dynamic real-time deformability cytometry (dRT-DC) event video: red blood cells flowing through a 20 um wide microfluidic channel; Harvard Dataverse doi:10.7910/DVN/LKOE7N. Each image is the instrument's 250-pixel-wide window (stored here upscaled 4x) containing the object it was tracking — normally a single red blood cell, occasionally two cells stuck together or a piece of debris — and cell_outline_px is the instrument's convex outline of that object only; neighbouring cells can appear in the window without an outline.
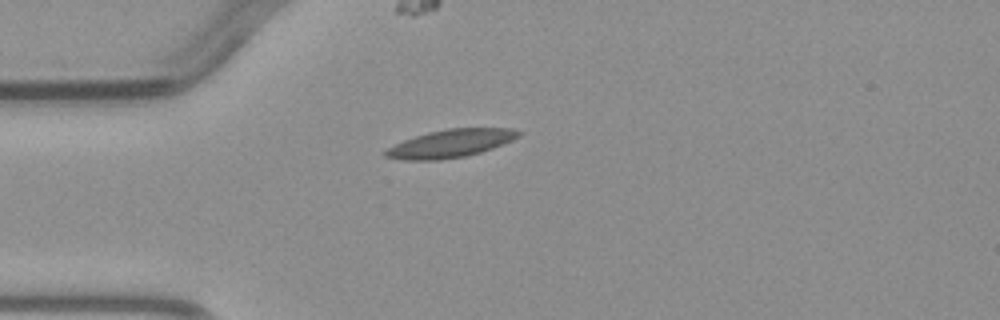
{"species": "common noctule bat (a hibernating species)", "species_latin": "Nyctalus noctula", "temperature_condition": "warm", "stored_images_in_passage": 2, "camera_frame_rate_fps": 3000, "um_per_image_px": 0.085, "animal": {"sex": "male", "body_mass_g": 23.1, "forearm_length_mm": 52.7}, "frame": {"image": 1, "passage_image": 1, "time_ms": 0.0, "image_size_px": [1000, 320], "cell_outline_px": [[524, 132], [520, 136], [512, 140], [492, 148], [480, 152], [464, 156], [440, 160], [404, 160], [384, 156], [380, 152], [404, 140], [428, 132], [448, 128], [512, 128]], "centroid_in_image_um": [38.3, 12.19], "position_along_channel_um": 46.7, "area_um2": 21.62}}